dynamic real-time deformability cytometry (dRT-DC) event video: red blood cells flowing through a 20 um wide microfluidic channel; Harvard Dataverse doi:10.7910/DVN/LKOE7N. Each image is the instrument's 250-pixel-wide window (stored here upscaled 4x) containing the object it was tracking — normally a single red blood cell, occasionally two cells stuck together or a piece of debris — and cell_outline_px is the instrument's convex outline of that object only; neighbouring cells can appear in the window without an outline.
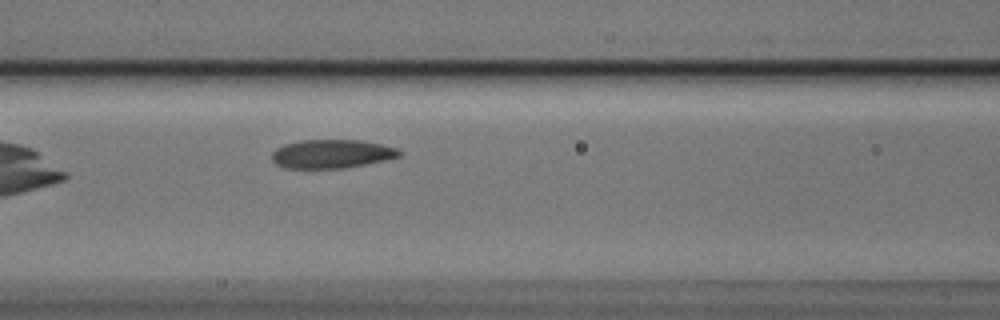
{"species": "Egyptian fruit bat (a non-hibernating species)", "species_latin": "Rousettus aegyptiacus", "temperature_condition": "cold", "stored_images_in_passage": 6, "camera_frame_rate_fps": 3000, "um_per_image_px": 0.085, "animal": {"sex": "male"}, "frame": {"image": 1, "passage_image": 6, "time_ms": 1.667, "image_size_px": [1000, 320], "cell_outline_px": [[404, 152], [400, 156], [384, 160], [344, 168], [284, 168], [276, 164], [272, 160], [272, 152], [276, 148], [284, 144], [300, 140], [360, 140], [400, 148]], "centroid_in_image_um": [28.2, 13.07], "position_along_channel_um": 138.4, "area_um2": 21.39}}